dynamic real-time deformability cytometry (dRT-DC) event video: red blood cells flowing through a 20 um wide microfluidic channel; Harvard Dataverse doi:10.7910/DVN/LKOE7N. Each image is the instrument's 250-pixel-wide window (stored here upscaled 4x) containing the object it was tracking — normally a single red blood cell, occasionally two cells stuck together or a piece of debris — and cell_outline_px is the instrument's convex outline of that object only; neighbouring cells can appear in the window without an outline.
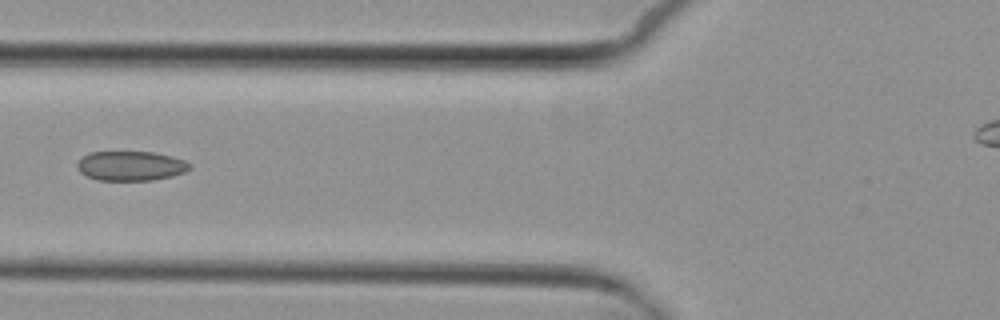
{"species": "common noctule bat (a hibernating species)", "species_latin": "Nyctalus noctula", "temperature_condition": "cold", "stored_images_in_passage": 6, "camera_frame_rate_fps": 3000, "um_per_image_px": 0.085, "animal": {"sex": "female", "body_mass_g": 29.2, "forearm_length_mm": 56.3}, "frame": {"image": 1, "passage_image": 6, "time_ms": 6.0, "image_size_px": [1000, 320], "cell_outline_px": [[192, 168], [184, 172], [172, 176], [152, 180], [96, 180], [80, 172], [76, 164], [84, 156], [92, 152], [152, 152], [172, 156], [184, 160], [192, 164]], "centroid_in_image_um": [11.15, 14.1], "position_along_channel_um": 114.7, "area_um2": 19.31}}